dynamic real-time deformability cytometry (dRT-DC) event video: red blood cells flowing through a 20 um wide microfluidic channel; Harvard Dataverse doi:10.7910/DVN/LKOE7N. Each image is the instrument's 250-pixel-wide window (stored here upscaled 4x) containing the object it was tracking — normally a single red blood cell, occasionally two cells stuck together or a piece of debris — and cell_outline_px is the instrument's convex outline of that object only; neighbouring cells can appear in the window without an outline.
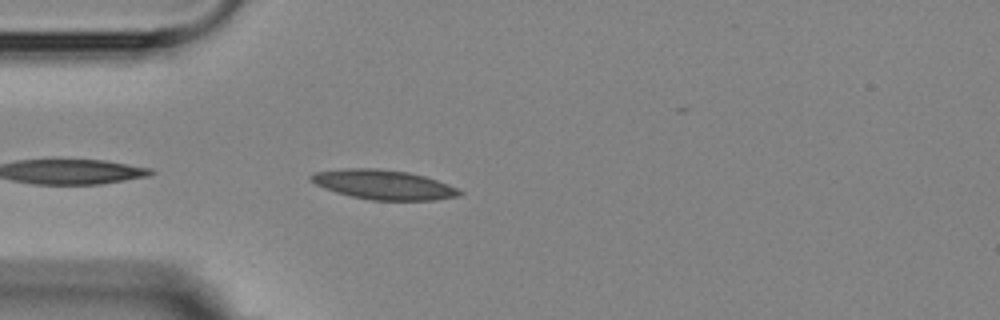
{"species": "Egyptian fruit bat (a non-hibernating species)", "species_latin": "Rousettus aegyptiacus", "temperature_condition": "room temperature", "stored_images_in_passage": 3, "camera_frame_rate_fps": 3000, "um_per_image_px": 0.085, "animal": {"sex": "female"}, "frame": {"image": 1, "passage_image": 3, "time_ms": 3.333, "image_size_px": [1000, 320], "cell_outline_px": [[464, 192], [460, 196], [436, 200], [368, 200], [336, 192], [324, 188], [316, 184], [308, 176], [316, 172], [348, 168], [376, 168], [408, 172], [424, 176], [448, 184]], "centroid_in_image_um": [32.63, 15.7], "position_along_channel_um": 52.4, "area_um2": 25.43}}